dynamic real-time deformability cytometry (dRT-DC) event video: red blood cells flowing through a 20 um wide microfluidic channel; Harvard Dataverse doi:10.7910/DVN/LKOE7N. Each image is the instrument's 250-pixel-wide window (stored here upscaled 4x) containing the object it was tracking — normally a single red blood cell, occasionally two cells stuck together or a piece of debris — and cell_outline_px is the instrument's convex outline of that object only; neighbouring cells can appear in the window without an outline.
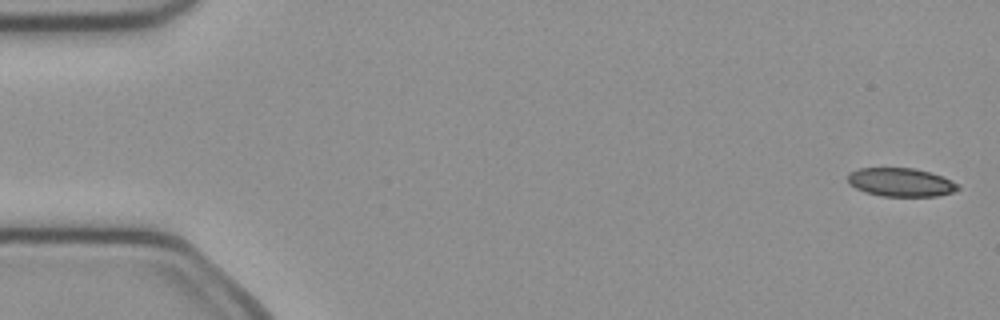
{"species": "common noctule bat (a hibernating species)", "species_latin": "Nyctalus noctula", "temperature_condition": "cold", "stored_images_in_passage": 50, "camera_frame_rate_fps": 3000, "um_per_image_px": 0.085, "animal": {"sex": "female", "body_mass_g": 21.9}, "frame": {"image": 1, "passage_image": 2, "time_ms": 0.333, "image_size_px": [1000, 320], "cell_outline_px": [[960, 188], [952, 192], [936, 196], [880, 196], [864, 192], [848, 184], [848, 172], [860, 168], [912, 168], [928, 172], [940, 176], [960, 184]], "centroid_in_image_um": [76.53, 15.5], "position_along_channel_um": 8.5, "area_um2": 18.26}}
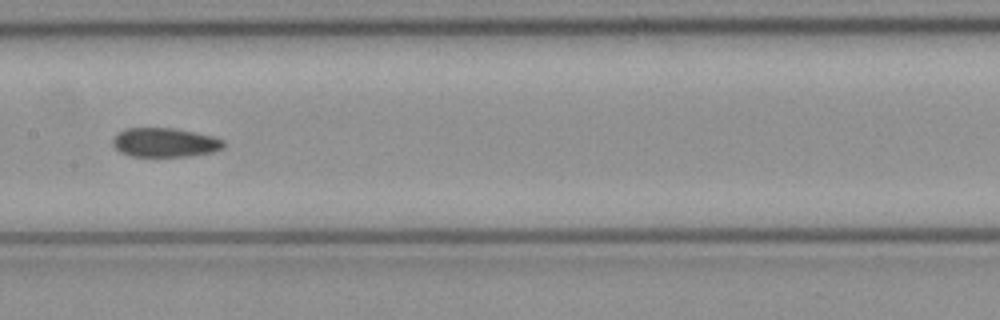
{"frame": {"image": 2, "passage_image": 26, "time_ms": 8.333, "image_size_px": [1000, 320], "cell_outline_px": [[224, 148], [212, 152], [188, 156], [132, 156], [120, 152], [112, 144], [112, 140], [124, 128], [176, 128], [212, 136], [224, 140]], "centroid_in_image_um": [14.02, 12.11], "position_along_channel_um": 193.4, "area_um2": 18.73}}
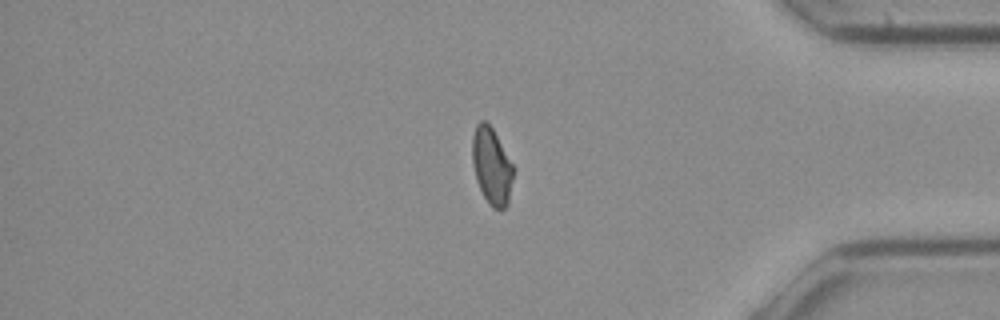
{"frame": {"image": 3, "passage_image": 43, "time_ms": 14.0, "image_size_px": [1000, 320], "cell_outline_px": [[516, 168], [508, 204], [504, 208], [492, 208], [488, 204], [476, 180], [472, 164], [472, 136], [476, 124], [480, 120], [484, 120], [492, 128]], "centroid_in_image_um": [41.81, 14.12], "position_along_channel_um": 393.4, "area_um2": 18.73}, "authors_computed_cell_mechanics": {"area_um2": 19.3052, "velocity_mm_per_s": 4.0173, "shape_relaxation_time_tau1_ms": null, "shape_relaxation_time_tau2_ms": 3.35, "deformation_change_tau1": null, "deformation_change_tau2": 0.0787}}